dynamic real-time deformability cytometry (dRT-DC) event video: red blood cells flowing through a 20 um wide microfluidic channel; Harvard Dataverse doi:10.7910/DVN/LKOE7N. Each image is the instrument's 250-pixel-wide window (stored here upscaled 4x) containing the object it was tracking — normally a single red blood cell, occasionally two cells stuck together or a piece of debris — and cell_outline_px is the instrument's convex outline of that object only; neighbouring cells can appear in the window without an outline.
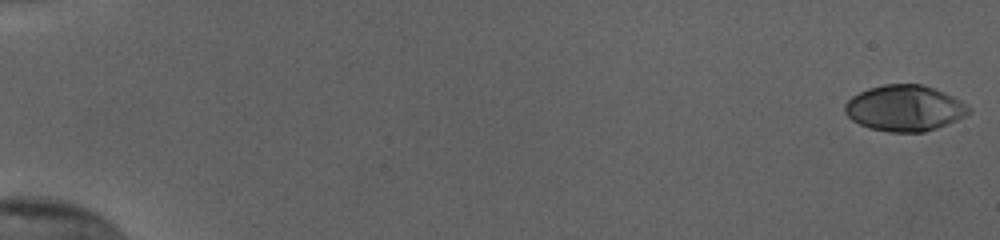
{"species": "human", "species_latin": "Homo sapiens", "temperature_condition": "cold", "stored_images_in_passage": 55, "camera_frame_rate_fps": 3000, "um_per_image_px": 0.085, "donor": {"sex": "female"}, "frame": {"image": 1, "passage_image": 1, "time_ms": 0.0, "image_size_px": [1000, 240], "cell_outline_px": [[972, 108], [964, 116], [948, 124], [924, 132], [888, 132], [872, 128], [860, 124], [852, 120], [844, 112], [844, 104], [852, 96], [868, 88], [884, 84], [920, 84], [944, 92], [968, 104]], "centroid_in_image_um": [76.89, 9.19], "position_along_channel_um": 8.1, "area_um2": 33.06}}
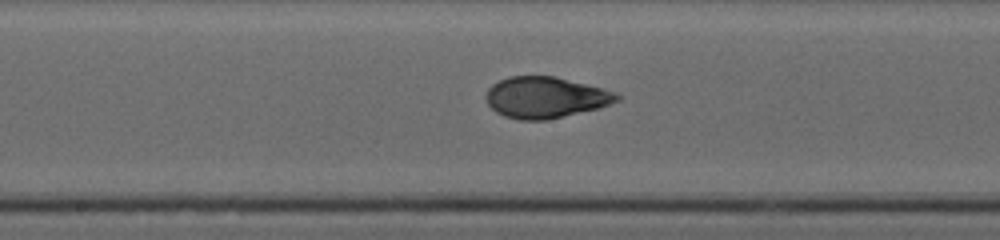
{"frame": {"image": 2, "passage_image": 31, "time_ms": 10.0, "image_size_px": [1000, 240], "cell_outline_px": [[620, 100], [596, 108], [548, 120], [520, 120], [504, 116], [496, 112], [488, 104], [484, 96], [488, 88], [492, 84], [508, 76], [556, 76], [616, 92], [620, 96]], "centroid_in_image_um": [46.32, 8.28], "position_along_channel_um": 201.9, "area_um2": 31.33}}
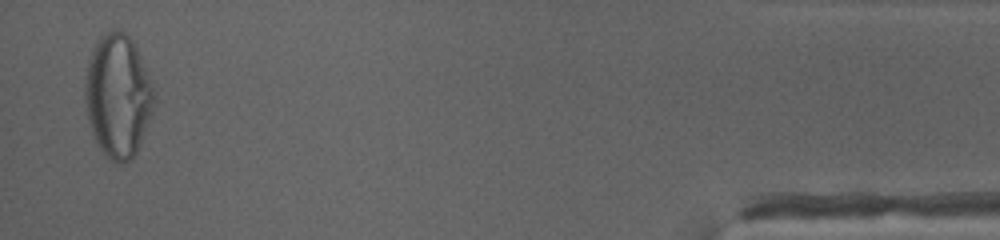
{"frame": {"image": 3, "passage_image": 54, "time_ms": 17.667, "image_size_px": [1000, 240], "cell_outline_px": [[156, 96], [152, 112], [140, 144], [136, 152], [124, 164], [116, 164], [104, 156], [92, 132], [88, 120], [84, 100], [84, 76], [88, 60], [100, 36], [104, 32], [124, 32], [132, 40], [136, 48]], "centroid_in_image_um": [9.99, 8.2], "position_along_channel_um": 425.2, "area_um2": 49.25}, "authors_computed_cell_mechanics": {"area_um2": 31.9056, "velocity_mm_per_s": 3.8451, "shape_relaxation_time_tau1_ms": 5.6823, "shape_relaxation_time_tau2_ms": 0.7895, "deformation_change_tau1": 0.2355, "deformation_change_tau2": 0.0493}}